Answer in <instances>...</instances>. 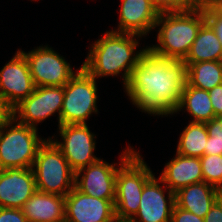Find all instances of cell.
Listing matches in <instances>:
<instances>
[{"label":"cell","mask_w":222,"mask_h":222,"mask_svg":"<svg viewBox=\"0 0 222 222\" xmlns=\"http://www.w3.org/2000/svg\"><path fill=\"white\" fill-rule=\"evenodd\" d=\"M186 75L183 60L162 58L147 49L134 67L124 92L141 112L167 117L178 108Z\"/></svg>","instance_id":"cell-1"},{"label":"cell","mask_w":222,"mask_h":222,"mask_svg":"<svg viewBox=\"0 0 222 222\" xmlns=\"http://www.w3.org/2000/svg\"><path fill=\"white\" fill-rule=\"evenodd\" d=\"M141 38L136 34L106 31L89 47V53L81 66L95 79L121 74L125 88L139 58L147 50V46L136 49Z\"/></svg>","instance_id":"cell-2"},{"label":"cell","mask_w":222,"mask_h":222,"mask_svg":"<svg viewBox=\"0 0 222 222\" xmlns=\"http://www.w3.org/2000/svg\"><path fill=\"white\" fill-rule=\"evenodd\" d=\"M206 22L204 10L160 12L155 28H158L157 43L147 46L156 56L184 60Z\"/></svg>","instance_id":"cell-3"},{"label":"cell","mask_w":222,"mask_h":222,"mask_svg":"<svg viewBox=\"0 0 222 222\" xmlns=\"http://www.w3.org/2000/svg\"><path fill=\"white\" fill-rule=\"evenodd\" d=\"M154 175L137 150L118 168L114 201L118 222H129L136 215L143 187Z\"/></svg>","instance_id":"cell-4"},{"label":"cell","mask_w":222,"mask_h":222,"mask_svg":"<svg viewBox=\"0 0 222 222\" xmlns=\"http://www.w3.org/2000/svg\"><path fill=\"white\" fill-rule=\"evenodd\" d=\"M32 169L40 192L65 197L74 188L75 172L49 137L40 145Z\"/></svg>","instance_id":"cell-5"},{"label":"cell","mask_w":222,"mask_h":222,"mask_svg":"<svg viewBox=\"0 0 222 222\" xmlns=\"http://www.w3.org/2000/svg\"><path fill=\"white\" fill-rule=\"evenodd\" d=\"M45 140L36 128L13 118L0 130V169L32 168L37 151Z\"/></svg>","instance_id":"cell-6"},{"label":"cell","mask_w":222,"mask_h":222,"mask_svg":"<svg viewBox=\"0 0 222 222\" xmlns=\"http://www.w3.org/2000/svg\"><path fill=\"white\" fill-rule=\"evenodd\" d=\"M97 82L82 66L64 86L60 125L87 124V119L98 114Z\"/></svg>","instance_id":"cell-7"},{"label":"cell","mask_w":222,"mask_h":222,"mask_svg":"<svg viewBox=\"0 0 222 222\" xmlns=\"http://www.w3.org/2000/svg\"><path fill=\"white\" fill-rule=\"evenodd\" d=\"M18 50L25 56L36 87L65 86L79 70L74 72L65 57L48 45L36 47L28 52Z\"/></svg>","instance_id":"cell-8"},{"label":"cell","mask_w":222,"mask_h":222,"mask_svg":"<svg viewBox=\"0 0 222 222\" xmlns=\"http://www.w3.org/2000/svg\"><path fill=\"white\" fill-rule=\"evenodd\" d=\"M130 145L120 155V162L109 164L99 159L75 172L74 187L86 195L115 200L118 168L135 152Z\"/></svg>","instance_id":"cell-9"},{"label":"cell","mask_w":222,"mask_h":222,"mask_svg":"<svg viewBox=\"0 0 222 222\" xmlns=\"http://www.w3.org/2000/svg\"><path fill=\"white\" fill-rule=\"evenodd\" d=\"M58 130L62 141H58L57 137L55 139V136L50 139L63 153L74 172L100 159L94 155L97 137L87 124H63L58 126Z\"/></svg>","instance_id":"cell-10"},{"label":"cell","mask_w":222,"mask_h":222,"mask_svg":"<svg viewBox=\"0 0 222 222\" xmlns=\"http://www.w3.org/2000/svg\"><path fill=\"white\" fill-rule=\"evenodd\" d=\"M64 99V86H42L14 107V118L21 124L38 129V123L56 112L58 126Z\"/></svg>","instance_id":"cell-11"},{"label":"cell","mask_w":222,"mask_h":222,"mask_svg":"<svg viewBox=\"0 0 222 222\" xmlns=\"http://www.w3.org/2000/svg\"><path fill=\"white\" fill-rule=\"evenodd\" d=\"M174 205L175 193L154 175L144 185L138 212L129 222H171Z\"/></svg>","instance_id":"cell-12"},{"label":"cell","mask_w":222,"mask_h":222,"mask_svg":"<svg viewBox=\"0 0 222 222\" xmlns=\"http://www.w3.org/2000/svg\"><path fill=\"white\" fill-rule=\"evenodd\" d=\"M114 201L86 195L74 187L65 196V222H118Z\"/></svg>","instance_id":"cell-13"},{"label":"cell","mask_w":222,"mask_h":222,"mask_svg":"<svg viewBox=\"0 0 222 222\" xmlns=\"http://www.w3.org/2000/svg\"><path fill=\"white\" fill-rule=\"evenodd\" d=\"M25 56L17 50L0 70V96L13 108L35 90Z\"/></svg>","instance_id":"cell-14"},{"label":"cell","mask_w":222,"mask_h":222,"mask_svg":"<svg viewBox=\"0 0 222 222\" xmlns=\"http://www.w3.org/2000/svg\"><path fill=\"white\" fill-rule=\"evenodd\" d=\"M36 190L32 168L0 169V207L21 209Z\"/></svg>","instance_id":"cell-15"},{"label":"cell","mask_w":222,"mask_h":222,"mask_svg":"<svg viewBox=\"0 0 222 222\" xmlns=\"http://www.w3.org/2000/svg\"><path fill=\"white\" fill-rule=\"evenodd\" d=\"M118 27L111 31L130 33L139 36L148 35L159 17L160 11L152 0H121Z\"/></svg>","instance_id":"cell-16"},{"label":"cell","mask_w":222,"mask_h":222,"mask_svg":"<svg viewBox=\"0 0 222 222\" xmlns=\"http://www.w3.org/2000/svg\"><path fill=\"white\" fill-rule=\"evenodd\" d=\"M159 178L172 191L203 182L202 164L199 157H186L178 153L165 164Z\"/></svg>","instance_id":"cell-17"},{"label":"cell","mask_w":222,"mask_h":222,"mask_svg":"<svg viewBox=\"0 0 222 222\" xmlns=\"http://www.w3.org/2000/svg\"><path fill=\"white\" fill-rule=\"evenodd\" d=\"M28 222H65V197L36 190L21 208Z\"/></svg>","instance_id":"cell-18"},{"label":"cell","mask_w":222,"mask_h":222,"mask_svg":"<svg viewBox=\"0 0 222 222\" xmlns=\"http://www.w3.org/2000/svg\"><path fill=\"white\" fill-rule=\"evenodd\" d=\"M222 192L206 182L191 184L175 192V204L198 217L205 218Z\"/></svg>","instance_id":"cell-19"},{"label":"cell","mask_w":222,"mask_h":222,"mask_svg":"<svg viewBox=\"0 0 222 222\" xmlns=\"http://www.w3.org/2000/svg\"><path fill=\"white\" fill-rule=\"evenodd\" d=\"M184 63L222 61V44L211 25L206 21L200 28Z\"/></svg>","instance_id":"cell-20"},{"label":"cell","mask_w":222,"mask_h":222,"mask_svg":"<svg viewBox=\"0 0 222 222\" xmlns=\"http://www.w3.org/2000/svg\"><path fill=\"white\" fill-rule=\"evenodd\" d=\"M181 110H186L191 115L192 122H208L215 118L209 91L190 86L187 82L175 114Z\"/></svg>","instance_id":"cell-21"},{"label":"cell","mask_w":222,"mask_h":222,"mask_svg":"<svg viewBox=\"0 0 222 222\" xmlns=\"http://www.w3.org/2000/svg\"><path fill=\"white\" fill-rule=\"evenodd\" d=\"M186 82L195 88L209 91L222 84V61L185 63Z\"/></svg>","instance_id":"cell-22"},{"label":"cell","mask_w":222,"mask_h":222,"mask_svg":"<svg viewBox=\"0 0 222 222\" xmlns=\"http://www.w3.org/2000/svg\"><path fill=\"white\" fill-rule=\"evenodd\" d=\"M208 133L205 122H192L181 132L176 153L186 157H202L205 155Z\"/></svg>","instance_id":"cell-23"},{"label":"cell","mask_w":222,"mask_h":222,"mask_svg":"<svg viewBox=\"0 0 222 222\" xmlns=\"http://www.w3.org/2000/svg\"><path fill=\"white\" fill-rule=\"evenodd\" d=\"M200 160L204 182L222 192V155L205 154Z\"/></svg>","instance_id":"cell-24"},{"label":"cell","mask_w":222,"mask_h":222,"mask_svg":"<svg viewBox=\"0 0 222 222\" xmlns=\"http://www.w3.org/2000/svg\"><path fill=\"white\" fill-rule=\"evenodd\" d=\"M208 133L205 154L222 155V124L216 119L205 122Z\"/></svg>","instance_id":"cell-25"},{"label":"cell","mask_w":222,"mask_h":222,"mask_svg":"<svg viewBox=\"0 0 222 222\" xmlns=\"http://www.w3.org/2000/svg\"><path fill=\"white\" fill-rule=\"evenodd\" d=\"M160 12L193 11L198 8L193 0H152Z\"/></svg>","instance_id":"cell-26"},{"label":"cell","mask_w":222,"mask_h":222,"mask_svg":"<svg viewBox=\"0 0 222 222\" xmlns=\"http://www.w3.org/2000/svg\"><path fill=\"white\" fill-rule=\"evenodd\" d=\"M171 222H205V219L198 217L192 212L179 208L175 204L172 209Z\"/></svg>","instance_id":"cell-27"},{"label":"cell","mask_w":222,"mask_h":222,"mask_svg":"<svg viewBox=\"0 0 222 222\" xmlns=\"http://www.w3.org/2000/svg\"><path fill=\"white\" fill-rule=\"evenodd\" d=\"M204 14L206 21L214 29L217 37L219 38V41L222 44V16L219 15L212 7L204 9Z\"/></svg>","instance_id":"cell-28"},{"label":"cell","mask_w":222,"mask_h":222,"mask_svg":"<svg viewBox=\"0 0 222 222\" xmlns=\"http://www.w3.org/2000/svg\"><path fill=\"white\" fill-rule=\"evenodd\" d=\"M0 222H28L22 209L0 207Z\"/></svg>","instance_id":"cell-29"},{"label":"cell","mask_w":222,"mask_h":222,"mask_svg":"<svg viewBox=\"0 0 222 222\" xmlns=\"http://www.w3.org/2000/svg\"><path fill=\"white\" fill-rule=\"evenodd\" d=\"M209 97L214 109L215 117L222 115V84L209 90Z\"/></svg>","instance_id":"cell-30"},{"label":"cell","mask_w":222,"mask_h":222,"mask_svg":"<svg viewBox=\"0 0 222 222\" xmlns=\"http://www.w3.org/2000/svg\"><path fill=\"white\" fill-rule=\"evenodd\" d=\"M14 118V108L0 96V130Z\"/></svg>","instance_id":"cell-31"},{"label":"cell","mask_w":222,"mask_h":222,"mask_svg":"<svg viewBox=\"0 0 222 222\" xmlns=\"http://www.w3.org/2000/svg\"><path fill=\"white\" fill-rule=\"evenodd\" d=\"M204 219L205 222H222V195L211 206Z\"/></svg>","instance_id":"cell-32"},{"label":"cell","mask_w":222,"mask_h":222,"mask_svg":"<svg viewBox=\"0 0 222 222\" xmlns=\"http://www.w3.org/2000/svg\"><path fill=\"white\" fill-rule=\"evenodd\" d=\"M218 0H193L194 5L198 9H207L211 8Z\"/></svg>","instance_id":"cell-33"},{"label":"cell","mask_w":222,"mask_h":222,"mask_svg":"<svg viewBox=\"0 0 222 222\" xmlns=\"http://www.w3.org/2000/svg\"><path fill=\"white\" fill-rule=\"evenodd\" d=\"M212 8L219 14L222 16V0H218L213 6Z\"/></svg>","instance_id":"cell-34"},{"label":"cell","mask_w":222,"mask_h":222,"mask_svg":"<svg viewBox=\"0 0 222 222\" xmlns=\"http://www.w3.org/2000/svg\"><path fill=\"white\" fill-rule=\"evenodd\" d=\"M222 124V115L219 117H215Z\"/></svg>","instance_id":"cell-35"}]
</instances>
